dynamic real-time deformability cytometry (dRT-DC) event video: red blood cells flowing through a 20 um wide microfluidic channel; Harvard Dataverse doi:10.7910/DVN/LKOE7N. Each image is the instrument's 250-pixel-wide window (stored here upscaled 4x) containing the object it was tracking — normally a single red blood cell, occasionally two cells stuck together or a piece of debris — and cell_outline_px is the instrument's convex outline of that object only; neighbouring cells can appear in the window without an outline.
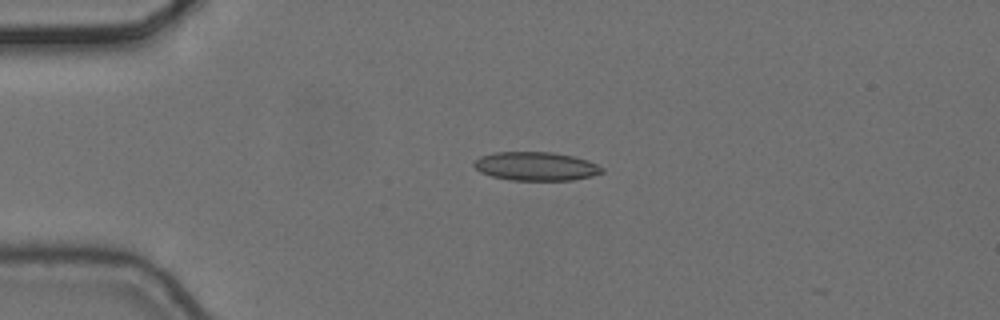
{"species": "common noctule bat (a hibernating species)", "species_latin": "Nyctalus noctula", "temperature_condition": "cold", "stored_images_in_passage": 4, "camera_frame_rate_fps": 3000, "um_per_image_px": 0.085, "animal": {"sex": "female", "body_mass_g": 24.6, "forearm_length_mm": 56.2}, "frame": {"image": 1, "passage_image": 3, "time_ms": 0.667, "image_size_px": [1000, 320], "cell_outline_px": [[604, 172], [592, 176], [572, 180], [508, 180], [492, 176], [480, 172], [472, 164], [480, 156], [496, 152], [552, 152], [572, 156], [588, 160], [604, 168]], "centroid_in_image_um": [45.56, 14.13], "position_along_channel_um": 39.4, "area_um2": 21.39}}